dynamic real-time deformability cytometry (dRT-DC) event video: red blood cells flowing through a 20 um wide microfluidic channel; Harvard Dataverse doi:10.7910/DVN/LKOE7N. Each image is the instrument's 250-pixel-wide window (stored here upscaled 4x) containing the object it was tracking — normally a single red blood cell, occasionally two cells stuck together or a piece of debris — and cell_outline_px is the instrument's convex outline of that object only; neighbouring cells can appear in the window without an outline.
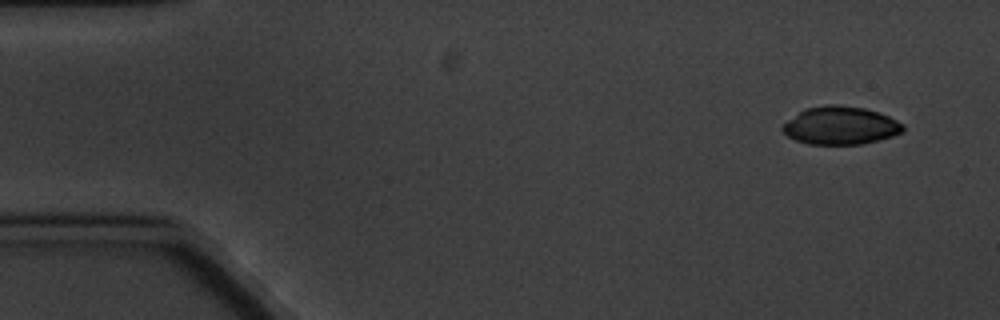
{"species": "common noctule bat (a hibernating species)", "species_latin": "Nyctalus noctula", "temperature_condition": "cold", "stored_images_in_passage": 5, "camera_frame_rate_fps": 3000, "um_per_image_px": 0.085, "animal": {"sex": "male", "body_mass_g": 20.1, "forearm_length_mm": 53.5}, "frame": {"image": 1, "passage_image": 1, "time_ms": 0.0, "image_size_px": [1000, 320], "cell_outline_px": [[904, 132], [880, 140], [860, 144], [808, 144], [796, 140], [788, 136], [780, 128], [788, 120], [804, 108], [828, 104], [836, 104], [864, 108], [880, 112], [904, 124]], "centroid_in_image_um": [71.46, 10.66], "position_along_channel_um": 13.5, "area_um2": 26.76}}